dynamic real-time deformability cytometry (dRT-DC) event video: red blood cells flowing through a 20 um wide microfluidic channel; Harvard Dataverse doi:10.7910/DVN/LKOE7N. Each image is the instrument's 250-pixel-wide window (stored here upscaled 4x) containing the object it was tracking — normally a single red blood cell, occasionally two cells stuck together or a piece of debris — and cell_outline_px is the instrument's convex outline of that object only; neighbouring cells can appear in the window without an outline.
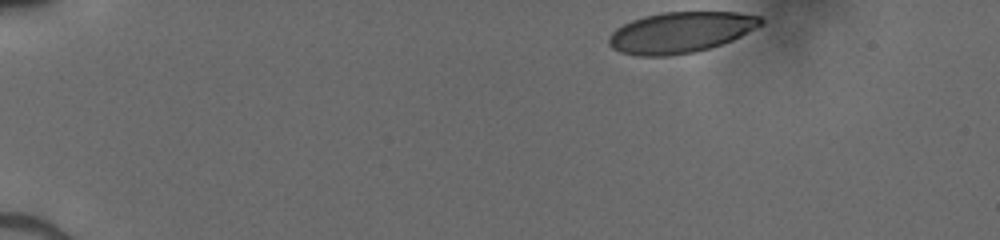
{"species": "human", "species_latin": "Homo sapiens", "temperature_condition": "cold", "stored_images_in_passage": 37, "camera_frame_rate_fps": 3000, "um_per_image_px": 0.085, "donor": {"sex": "male"}, "frame": {"image": 1, "passage_image": 1, "time_ms": 0.0, "image_size_px": [1000, 240], "cell_outline_px": [[764, 24], [732, 40], [696, 52], [668, 56], [636, 56], [620, 52], [612, 48], [608, 44], [608, 36], [616, 28], [632, 20], [644, 16], [664, 12], [736, 12], [760, 16], [764, 20]], "centroid_in_image_um": [57.83, 2.75], "position_along_channel_um": 27.2, "area_um2": 36.3}}
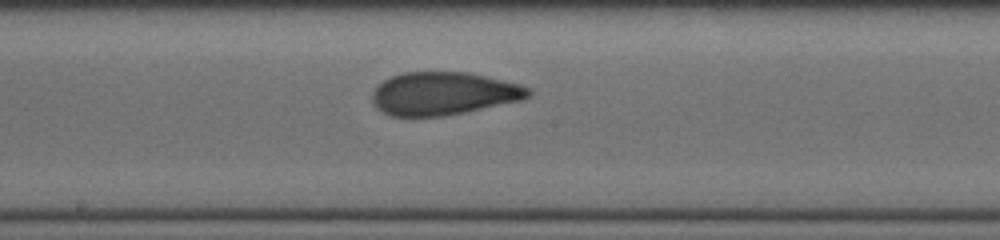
{"frame": {"image": 2, "passage_image": 22, "time_ms": 7.0, "image_size_px": [1000, 240], "cell_outline_px": [[532, 92], [524, 100], [444, 116], [388, 116], [376, 108], [372, 104], [372, 92], [384, 80], [392, 76], [404, 72], [468, 72], [520, 84], [528, 88]], "centroid_in_image_um": [37.68, 7.96], "position_along_channel_um": 210.5, "area_um2": 39.13}}
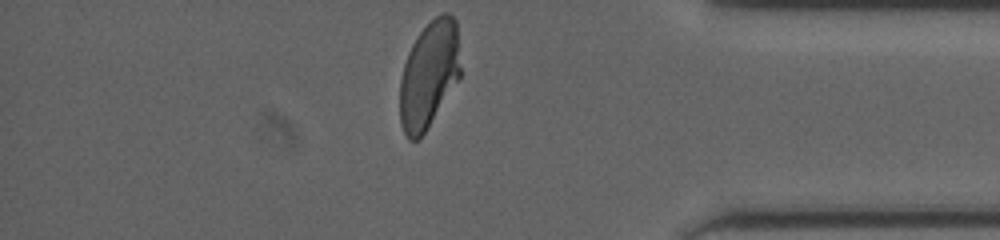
{"frame": {"image": 3, "passage_image": 37, "time_ms": 12.0, "image_size_px": [1000, 240], "cell_outline_px": [[460, 76], [420, 140], [408, 140], [404, 132], [400, 120], [400, 80], [404, 64], [408, 52], [412, 44], [420, 32], [436, 16], [444, 12], [448, 12], [456, 20], [460, 68]], "centroid_in_image_um": [36.45, 6.36], "position_along_channel_um": 398.8, "area_um2": 37.45}}